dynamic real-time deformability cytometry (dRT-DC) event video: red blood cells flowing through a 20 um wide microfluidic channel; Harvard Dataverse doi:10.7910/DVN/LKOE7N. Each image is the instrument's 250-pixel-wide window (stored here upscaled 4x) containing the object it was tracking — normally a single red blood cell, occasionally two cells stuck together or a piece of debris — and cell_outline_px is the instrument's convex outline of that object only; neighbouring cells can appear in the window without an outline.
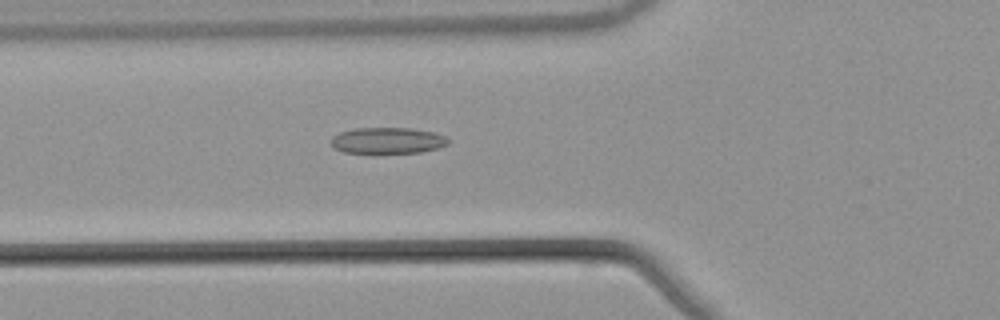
{"species": "common noctule bat (a hibernating species)", "species_latin": "Nyctalus noctula", "temperature_condition": "warm", "stored_images_in_passage": 54, "camera_frame_rate_fps": 3000, "um_per_image_px": 0.085, "animal": {"sex": "male", "body_mass_g": 21.5, "forearm_length_mm": 52.0}, "frame": {"image": 1, "passage_image": 20, "time_ms": 6.333, "image_size_px": [1000, 320], "cell_outline_px": [[448, 144], [436, 148], [420, 152], [372, 156], [344, 152], [336, 148], [332, 144], [332, 136], [340, 132], [352, 128], [412, 128], [436, 132], [448, 136]], "centroid_in_image_um": [32.94, 11.98], "position_along_channel_um": 92.9, "area_um2": 18.79}}
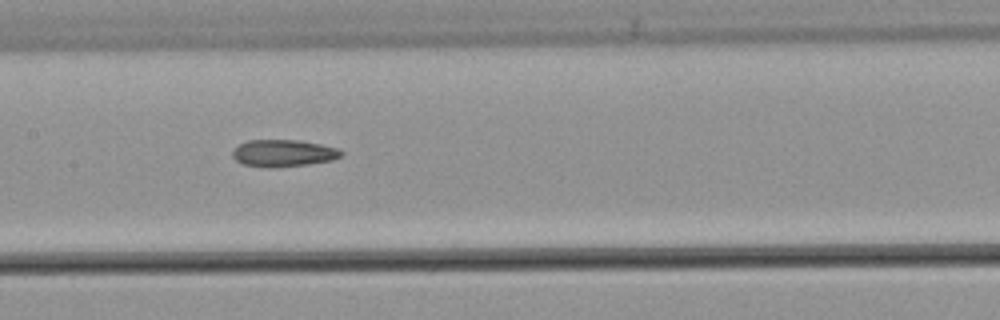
{"frame": {"image": 2, "passage_image": 27, "time_ms": 8.667, "image_size_px": [1000, 320], "cell_outline_px": [[344, 152], [340, 156], [332, 160], [308, 164], [272, 168], [268, 168], [244, 164], [236, 160], [232, 156], [232, 152], [240, 144], [248, 140], [300, 140], [340, 148]], "centroid_in_image_um": [24.11, 13.02], "position_along_channel_um": 183.3, "area_um2": 17.11}}
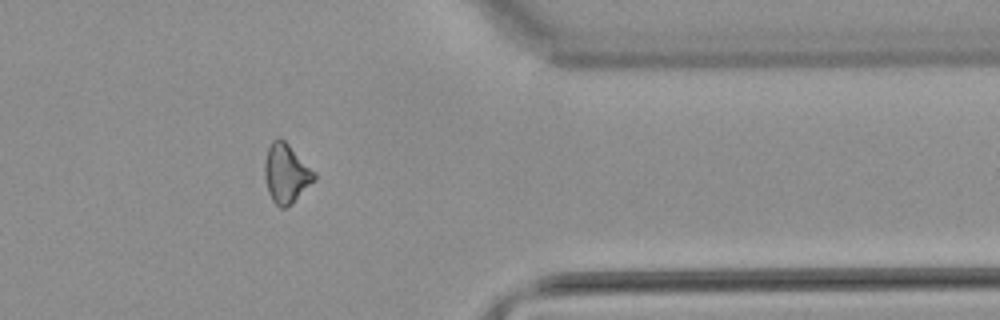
{"frame": {"image": 3, "passage_image": 44, "time_ms": 14.333, "image_size_px": [1000, 320], "cell_outline_px": [[316, 180], [292, 204], [284, 208], [280, 208], [272, 200], [268, 192], [264, 176], [264, 164], [268, 148], [272, 140], [276, 136], [280, 136], [316, 172]], "centroid_in_image_um": [24.33, 14.74], "position_along_channel_um": 387.1, "area_um2": 17.34}, "authors_computed_cell_mechanics": {"area_um2": 17.3978, "velocity_mm_per_s": 3.8639, "shape_relaxation_time_tau1_ms": null, "shape_relaxation_time_tau2_ms": 6.703, "deformation_change_tau1": null, "deformation_change_tau2": 0.1646}}